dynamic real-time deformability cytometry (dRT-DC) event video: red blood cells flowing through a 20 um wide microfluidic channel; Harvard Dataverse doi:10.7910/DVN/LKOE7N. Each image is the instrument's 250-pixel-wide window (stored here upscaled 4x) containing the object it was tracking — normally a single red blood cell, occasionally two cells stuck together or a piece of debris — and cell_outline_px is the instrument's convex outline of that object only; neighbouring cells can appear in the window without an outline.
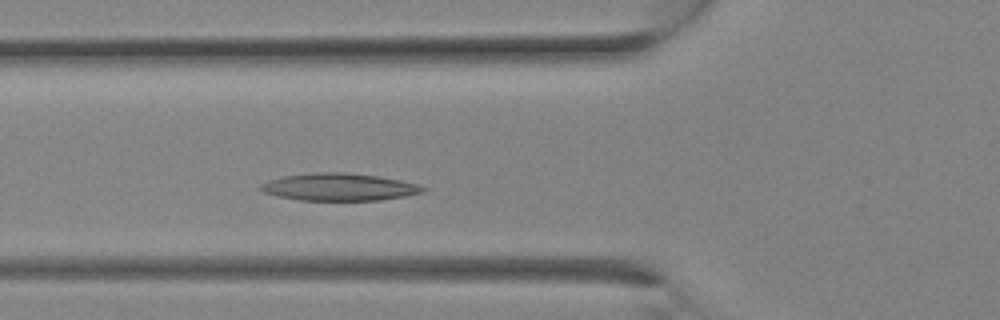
{"species": "Egyptian fruit bat (a non-hibernating species)", "species_latin": "Rousettus aegyptiacus", "temperature_condition": "room temperature", "stored_images_in_passage": 6, "camera_frame_rate_fps": 3000, "um_per_image_px": 0.085, "animal": {"sex": "female"}, "frame": {"image": 1, "passage_image": 6, "time_ms": 1.667, "image_size_px": [1000, 320], "cell_outline_px": [[428, 188], [424, 192], [404, 196], [380, 200], [300, 200], [280, 196], [264, 192], [260, 188], [260, 184], [268, 180], [284, 176], [312, 172], [344, 172], [380, 176], [420, 184]], "centroid_in_image_um": [28.87, 15.88], "position_along_channel_um": 96.9, "area_um2": 25.89}}